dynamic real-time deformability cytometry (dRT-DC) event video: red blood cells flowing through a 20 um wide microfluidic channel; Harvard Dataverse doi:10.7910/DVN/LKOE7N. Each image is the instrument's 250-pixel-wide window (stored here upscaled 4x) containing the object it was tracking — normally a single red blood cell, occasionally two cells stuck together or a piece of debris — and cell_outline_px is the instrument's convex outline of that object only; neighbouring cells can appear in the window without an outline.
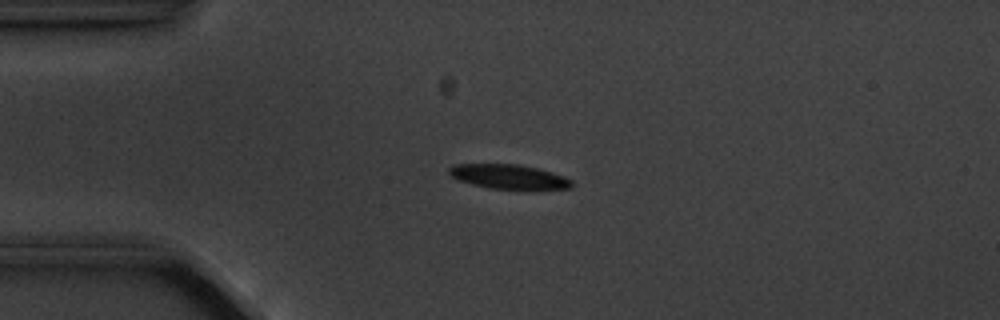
{"species": "common noctule bat (a hibernating species)", "species_latin": "Nyctalus noctula", "temperature_condition": "cold", "stored_images_in_passage": 11, "camera_frame_rate_fps": 3000, "um_per_image_px": 0.085, "animal": {"sex": "male", "body_mass_g": 20.1, "forearm_length_mm": 53.5}, "frame": {"image": 1, "passage_image": 4, "time_ms": 4.333, "image_size_px": [1000, 320], "cell_outline_px": [[572, 188], [536, 192], [524, 192], [488, 188], [472, 184], [460, 180], [452, 176], [448, 172], [448, 168], [452, 164], [516, 164], [536, 168], [552, 172], [564, 176], [572, 180]], "centroid_in_image_um": [43.34, 15.08], "position_along_channel_um": 41.7, "area_um2": 18.44}}